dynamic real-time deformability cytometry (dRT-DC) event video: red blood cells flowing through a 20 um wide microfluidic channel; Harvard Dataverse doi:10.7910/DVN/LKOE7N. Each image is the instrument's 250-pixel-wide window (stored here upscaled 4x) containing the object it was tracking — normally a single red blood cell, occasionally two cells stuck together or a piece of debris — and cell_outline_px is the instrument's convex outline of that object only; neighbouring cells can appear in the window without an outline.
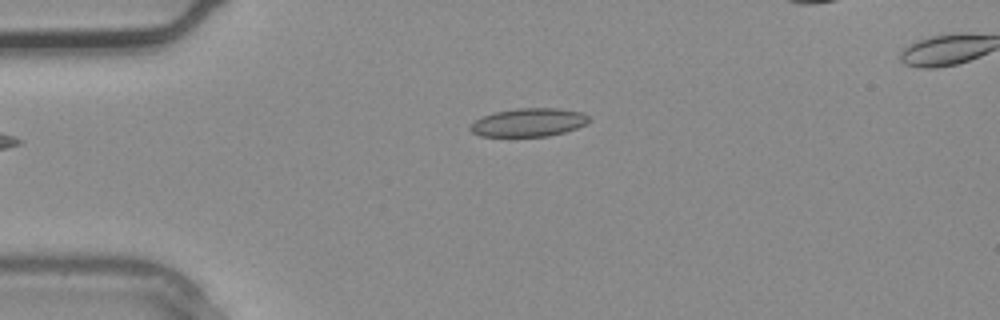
{"species": "common noctule bat (a hibernating species)", "species_latin": "Nyctalus noctula", "temperature_condition": "warm", "stored_images_in_passage": 2, "camera_frame_rate_fps": 3000, "um_per_image_px": 0.085, "animal": {"sex": "male", "body_mass_g": 20.4}, "frame": {"image": 1, "passage_image": 1, "time_ms": 0.0, "image_size_px": [1000, 320], "cell_outline_px": [[592, 120], [588, 124], [564, 132], [548, 136], [480, 136], [472, 132], [468, 128], [476, 120], [492, 112], [516, 108], [556, 108], [584, 112]], "centroid_in_image_um": [44.97, 10.4], "position_along_channel_um": 40.0, "area_um2": 19.71}}